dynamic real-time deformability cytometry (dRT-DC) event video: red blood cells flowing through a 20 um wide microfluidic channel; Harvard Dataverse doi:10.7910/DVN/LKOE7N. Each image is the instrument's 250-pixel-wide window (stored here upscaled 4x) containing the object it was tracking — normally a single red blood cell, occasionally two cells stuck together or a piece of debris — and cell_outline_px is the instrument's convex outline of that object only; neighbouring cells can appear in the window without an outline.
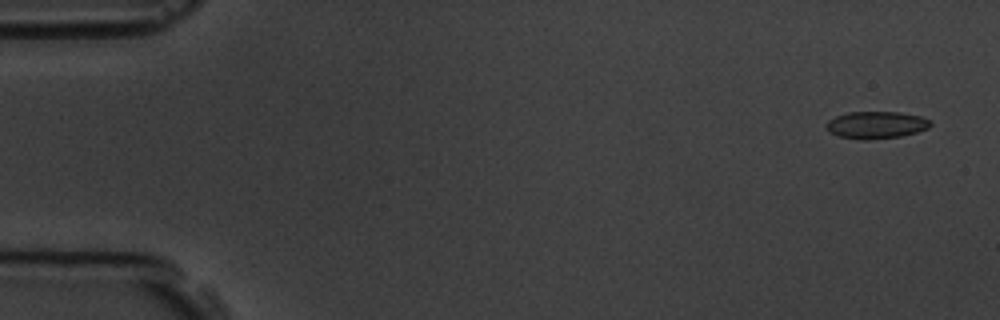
{"species": "common noctule bat (a hibernating species)", "species_latin": "Nyctalus noctula", "temperature_condition": "room temperature", "stored_images_in_passage": 5, "camera_frame_rate_fps": 3000, "um_per_image_px": 0.085, "animal": {"sex": "male", "body_mass_g": 19.5, "forearm_length_mm": 54.6}, "frame": {"image": 1, "passage_image": 1, "time_ms": 0.0, "image_size_px": [1000, 320], "cell_outline_px": [[932, 124], [928, 128], [916, 132], [900, 136], [864, 140], [860, 140], [840, 136], [828, 132], [828, 120], [836, 116], [848, 112], [900, 112], [920, 116], [928, 120]], "centroid_in_image_um": [74.47, 10.62], "position_along_channel_um": 10.5, "area_um2": 16.3}}